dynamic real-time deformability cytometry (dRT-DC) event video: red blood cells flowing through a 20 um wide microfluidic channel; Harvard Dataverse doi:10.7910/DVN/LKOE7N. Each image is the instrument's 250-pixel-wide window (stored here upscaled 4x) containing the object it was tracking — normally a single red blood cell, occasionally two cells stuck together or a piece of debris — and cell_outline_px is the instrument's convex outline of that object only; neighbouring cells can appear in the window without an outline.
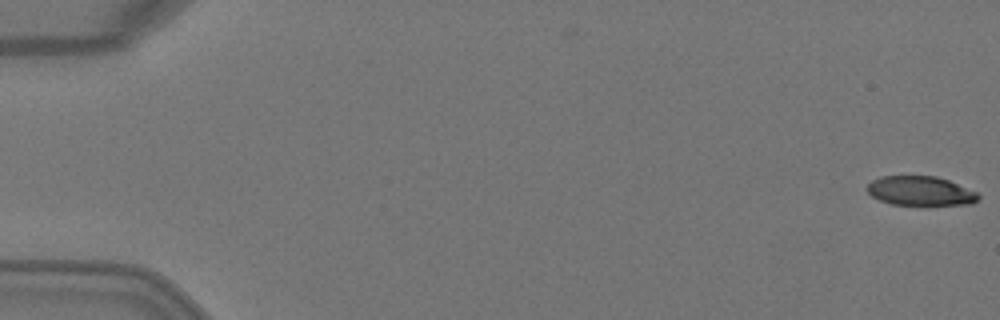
{"species": "Egyptian fruit bat (a non-hibernating species)", "species_latin": "Rousettus aegyptiacus", "temperature_condition": "warm", "stored_images_in_passage": 4, "camera_frame_rate_fps": 3000, "um_per_image_px": 0.085, "animal": {"sex": "female"}, "frame": {"image": 1, "passage_image": 1, "time_ms": 0.0, "image_size_px": [1000, 320], "cell_outline_px": [[980, 196], [972, 204], [892, 204], [880, 200], [872, 196], [864, 188], [872, 180], [880, 176], [936, 176], [948, 180], [976, 192]], "centroid_in_image_um": [78.18, 16.21], "position_along_channel_um": 6.8, "area_um2": 18.73}}
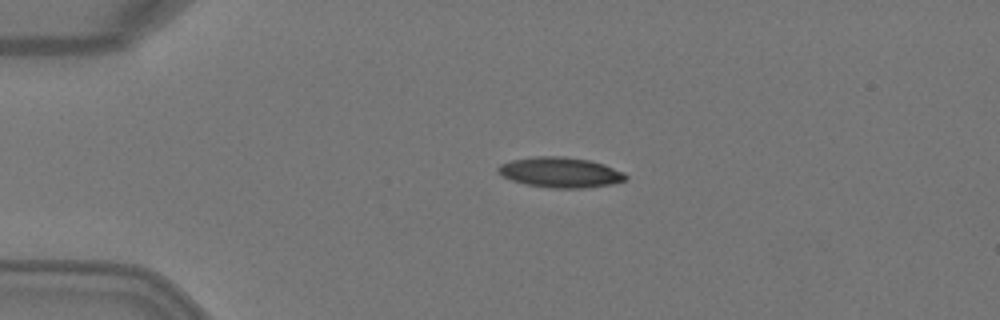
{"frame": {"image": 2, "passage_image": 3, "time_ms": 0.667, "image_size_px": [1000, 320], "cell_outline_px": [[628, 176], [624, 180], [612, 184], [584, 188], [552, 188], [524, 184], [512, 180], [496, 172], [496, 168], [500, 164], [512, 160], [536, 156], [564, 156], [588, 160], [604, 164], [624, 172]], "centroid_in_image_um": [47.61, 14.65], "position_along_channel_um": 37.4, "area_um2": 22.54}}